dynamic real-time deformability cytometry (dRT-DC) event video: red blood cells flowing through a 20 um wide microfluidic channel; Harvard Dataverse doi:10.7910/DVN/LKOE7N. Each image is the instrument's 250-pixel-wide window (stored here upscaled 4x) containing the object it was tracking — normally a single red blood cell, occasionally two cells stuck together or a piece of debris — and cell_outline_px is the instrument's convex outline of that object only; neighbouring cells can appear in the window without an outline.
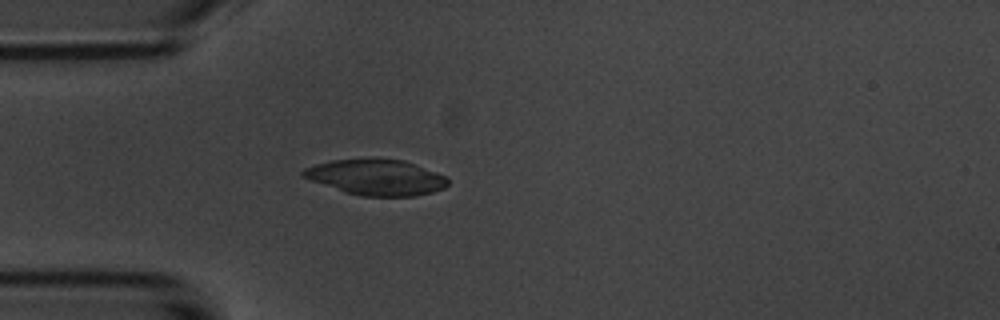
{"species": "common noctule bat (a hibernating species)", "species_latin": "Nyctalus noctula", "temperature_condition": "room temperature", "stored_images_in_passage": 4, "camera_frame_rate_fps": 3000, "um_per_image_px": 0.085, "animal": {"sex": "male", "body_mass_g": 20.1, "forearm_length_mm": 53.5}, "frame": {"image": 1, "passage_image": 4, "time_ms": 3.333, "image_size_px": [1000, 320], "cell_outline_px": [[448, 184], [444, 188], [432, 192], [412, 196], [364, 196], [344, 192], [300, 176], [300, 172], [304, 168], [316, 164], [332, 160], [364, 156], [376, 156], [404, 160], [436, 172], [444, 176], [448, 180]], "centroid_in_image_um": [31.94, 15.02], "position_along_channel_um": 53.1, "area_um2": 30.75}}